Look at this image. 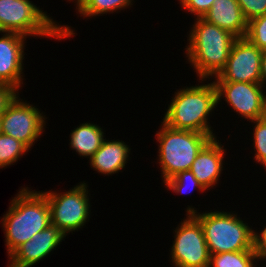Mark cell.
I'll return each instance as SVG.
<instances>
[{"label": "cell", "instance_id": "cell-1", "mask_svg": "<svg viewBox=\"0 0 266 267\" xmlns=\"http://www.w3.org/2000/svg\"><path fill=\"white\" fill-rule=\"evenodd\" d=\"M23 187L11 199L9 210L1 218L7 254L51 224L50 209L42 191Z\"/></svg>", "mask_w": 266, "mask_h": 267}, {"label": "cell", "instance_id": "cell-2", "mask_svg": "<svg viewBox=\"0 0 266 267\" xmlns=\"http://www.w3.org/2000/svg\"><path fill=\"white\" fill-rule=\"evenodd\" d=\"M191 26L187 37L189 43L184 50L188 62L203 83L207 78L217 76L225 67L232 44L237 38L202 17L195 18Z\"/></svg>", "mask_w": 266, "mask_h": 267}, {"label": "cell", "instance_id": "cell-3", "mask_svg": "<svg viewBox=\"0 0 266 267\" xmlns=\"http://www.w3.org/2000/svg\"><path fill=\"white\" fill-rule=\"evenodd\" d=\"M168 105L163 123L174 129L191 130L217 137L208 120L217 107V90L214 82L197 84L176 90Z\"/></svg>", "mask_w": 266, "mask_h": 267}, {"label": "cell", "instance_id": "cell-4", "mask_svg": "<svg viewBox=\"0 0 266 267\" xmlns=\"http://www.w3.org/2000/svg\"><path fill=\"white\" fill-rule=\"evenodd\" d=\"M30 0H0V34L18 33L34 36L64 38L75 36L69 25H60Z\"/></svg>", "mask_w": 266, "mask_h": 267}, {"label": "cell", "instance_id": "cell-5", "mask_svg": "<svg viewBox=\"0 0 266 267\" xmlns=\"http://www.w3.org/2000/svg\"><path fill=\"white\" fill-rule=\"evenodd\" d=\"M186 210L200 221L210 254L254 249V230L237 213L215 210L200 214L189 205Z\"/></svg>", "mask_w": 266, "mask_h": 267}, {"label": "cell", "instance_id": "cell-6", "mask_svg": "<svg viewBox=\"0 0 266 267\" xmlns=\"http://www.w3.org/2000/svg\"><path fill=\"white\" fill-rule=\"evenodd\" d=\"M161 123L155 137L159 143L157 162L164 183L177 173L190 170L197 154L211 137L196 131L174 129Z\"/></svg>", "mask_w": 266, "mask_h": 267}, {"label": "cell", "instance_id": "cell-7", "mask_svg": "<svg viewBox=\"0 0 266 267\" xmlns=\"http://www.w3.org/2000/svg\"><path fill=\"white\" fill-rule=\"evenodd\" d=\"M88 184L81 182L66 192L43 191L50 209L51 224L65 236L82 229L89 221L90 193ZM89 194V195H88Z\"/></svg>", "mask_w": 266, "mask_h": 267}, {"label": "cell", "instance_id": "cell-8", "mask_svg": "<svg viewBox=\"0 0 266 267\" xmlns=\"http://www.w3.org/2000/svg\"><path fill=\"white\" fill-rule=\"evenodd\" d=\"M186 217L173 232L174 241L169 255L172 266L208 267L210 253L202 225L193 214H186Z\"/></svg>", "mask_w": 266, "mask_h": 267}, {"label": "cell", "instance_id": "cell-9", "mask_svg": "<svg viewBox=\"0 0 266 267\" xmlns=\"http://www.w3.org/2000/svg\"><path fill=\"white\" fill-rule=\"evenodd\" d=\"M22 100L18 95L0 117L1 133L17 139L30 150L42 136L47 117L37 106Z\"/></svg>", "mask_w": 266, "mask_h": 267}, {"label": "cell", "instance_id": "cell-10", "mask_svg": "<svg viewBox=\"0 0 266 267\" xmlns=\"http://www.w3.org/2000/svg\"><path fill=\"white\" fill-rule=\"evenodd\" d=\"M217 90V104L222 98L234 113L248 121L263 118L266 108V90L261 83L213 81ZM264 91V92H263Z\"/></svg>", "mask_w": 266, "mask_h": 267}, {"label": "cell", "instance_id": "cell-11", "mask_svg": "<svg viewBox=\"0 0 266 267\" xmlns=\"http://www.w3.org/2000/svg\"><path fill=\"white\" fill-rule=\"evenodd\" d=\"M262 50L246 38H237L231 47L225 67L214 81L260 83Z\"/></svg>", "mask_w": 266, "mask_h": 267}, {"label": "cell", "instance_id": "cell-12", "mask_svg": "<svg viewBox=\"0 0 266 267\" xmlns=\"http://www.w3.org/2000/svg\"><path fill=\"white\" fill-rule=\"evenodd\" d=\"M66 236L54 225L50 224L44 230L20 245L10 256L8 267H31L44 259Z\"/></svg>", "mask_w": 266, "mask_h": 267}, {"label": "cell", "instance_id": "cell-13", "mask_svg": "<svg viewBox=\"0 0 266 267\" xmlns=\"http://www.w3.org/2000/svg\"><path fill=\"white\" fill-rule=\"evenodd\" d=\"M0 37V83L19 90L23 85V59L26 38L18 33L3 32Z\"/></svg>", "mask_w": 266, "mask_h": 267}, {"label": "cell", "instance_id": "cell-14", "mask_svg": "<svg viewBox=\"0 0 266 267\" xmlns=\"http://www.w3.org/2000/svg\"><path fill=\"white\" fill-rule=\"evenodd\" d=\"M224 152L226 150L217 137L211 138L199 151L191 165L190 170L206 190L213 188L220 180L225 163Z\"/></svg>", "mask_w": 266, "mask_h": 267}, {"label": "cell", "instance_id": "cell-15", "mask_svg": "<svg viewBox=\"0 0 266 267\" xmlns=\"http://www.w3.org/2000/svg\"><path fill=\"white\" fill-rule=\"evenodd\" d=\"M202 18L230 32L236 38H245L248 22L237 0H214Z\"/></svg>", "mask_w": 266, "mask_h": 267}, {"label": "cell", "instance_id": "cell-16", "mask_svg": "<svg viewBox=\"0 0 266 267\" xmlns=\"http://www.w3.org/2000/svg\"><path fill=\"white\" fill-rule=\"evenodd\" d=\"M130 147L124 141L105 140L100 148L89 159L92 169L98 173L112 175L123 170L128 163Z\"/></svg>", "mask_w": 266, "mask_h": 267}, {"label": "cell", "instance_id": "cell-17", "mask_svg": "<svg viewBox=\"0 0 266 267\" xmlns=\"http://www.w3.org/2000/svg\"><path fill=\"white\" fill-rule=\"evenodd\" d=\"M70 148L80 157L89 159L100 148L104 139L102 127L92 123H82L70 132Z\"/></svg>", "mask_w": 266, "mask_h": 267}, {"label": "cell", "instance_id": "cell-18", "mask_svg": "<svg viewBox=\"0 0 266 267\" xmlns=\"http://www.w3.org/2000/svg\"><path fill=\"white\" fill-rule=\"evenodd\" d=\"M75 1V7L81 17L103 16V14L118 13L122 9H126L133 5L134 0H68ZM117 11V12H116Z\"/></svg>", "mask_w": 266, "mask_h": 267}, {"label": "cell", "instance_id": "cell-19", "mask_svg": "<svg viewBox=\"0 0 266 267\" xmlns=\"http://www.w3.org/2000/svg\"><path fill=\"white\" fill-rule=\"evenodd\" d=\"M258 256L254 249L210 254L208 267H255Z\"/></svg>", "mask_w": 266, "mask_h": 267}, {"label": "cell", "instance_id": "cell-20", "mask_svg": "<svg viewBox=\"0 0 266 267\" xmlns=\"http://www.w3.org/2000/svg\"><path fill=\"white\" fill-rule=\"evenodd\" d=\"M29 152V149L17 139L0 133V168L13 165Z\"/></svg>", "mask_w": 266, "mask_h": 267}, {"label": "cell", "instance_id": "cell-21", "mask_svg": "<svg viewBox=\"0 0 266 267\" xmlns=\"http://www.w3.org/2000/svg\"><path fill=\"white\" fill-rule=\"evenodd\" d=\"M163 184L167 190H171L175 192V194L191 193V191L197 188L199 193L200 191H206L204 186L195 178L191 170L181 171L166 180ZM188 188H190L191 191Z\"/></svg>", "mask_w": 266, "mask_h": 267}, {"label": "cell", "instance_id": "cell-22", "mask_svg": "<svg viewBox=\"0 0 266 267\" xmlns=\"http://www.w3.org/2000/svg\"><path fill=\"white\" fill-rule=\"evenodd\" d=\"M253 125V145H254V160L262 164L266 170V118L249 121Z\"/></svg>", "mask_w": 266, "mask_h": 267}, {"label": "cell", "instance_id": "cell-23", "mask_svg": "<svg viewBox=\"0 0 266 267\" xmlns=\"http://www.w3.org/2000/svg\"><path fill=\"white\" fill-rule=\"evenodd\" d=\"M245 38L260 50L266 49V14L248 22Z\"/></svg>", "mask_w": 266, "mask_h": 267}, {"label": "cell", "instance_id": "cell-24", "mask_svg": "<svg viewBox=\"0 0 266 267\" xmlns=\"http://www.w3.org/2000/svg\"><path fill=\"white\" fill-rule=\"evenodd\" d=\"M247 22L266 14V0H237Z\"/></svg>", "mask_w": 266, "mask_h": 267}, {"label": "cell", "instance_id": "cell-25", "mask_svg": "<svg viewBox=\"0 0 266 267\" xmlns=\"http://www.w3.org/2000/svg\"><path fill=\"white\" fill-rule=\"evenodd\" d=\"M214 0H179L181 8L187 10L191 14L198 17H203L204 14L211 8Z\"/></svg>", "mask_w": 266, "mask_h": 267}, {"label": "cell", "instance_id": "cell-26", "mask_svg": "<svg viewBox=\"0 0 266 267\" xmlns=\"http://www.w3.org/2000/svg\"><path fill=\"white\" fill-rule=\"evenodd\" d=\"M19 90L12 85L0 83V117L19 95Z\"/></svg>", "mask_w": 266, "mask_h": 267}, {"label": "cell", "instance_id": "cell-27", "mask_svg": "<svg viewBox=\"0 0 266 267\" xmlns=\"http://www.w3.org/2000/svg\"><path fill=\"white\" fill-rule=\"evenodd\" d=\"M260 233L254 230V250L260 260H266V226Z\"/></svg>", "mask_w": 266, "mask_h": 267}, {"label": "cell", "instance_id": "cell-28", "mask_svg": "<svg viewBox=\"0 0 266 267\" xmlns=\"http://www.w3.org/2000/svg\"><path fill=\"white\" fill-rule=\"evenodd\" d=\"M260 83L263 87L266 88V49L262 50L261 57V80Z\"/></svg>", "mask_w": 266, "mask_h": 267}]
</instances>
